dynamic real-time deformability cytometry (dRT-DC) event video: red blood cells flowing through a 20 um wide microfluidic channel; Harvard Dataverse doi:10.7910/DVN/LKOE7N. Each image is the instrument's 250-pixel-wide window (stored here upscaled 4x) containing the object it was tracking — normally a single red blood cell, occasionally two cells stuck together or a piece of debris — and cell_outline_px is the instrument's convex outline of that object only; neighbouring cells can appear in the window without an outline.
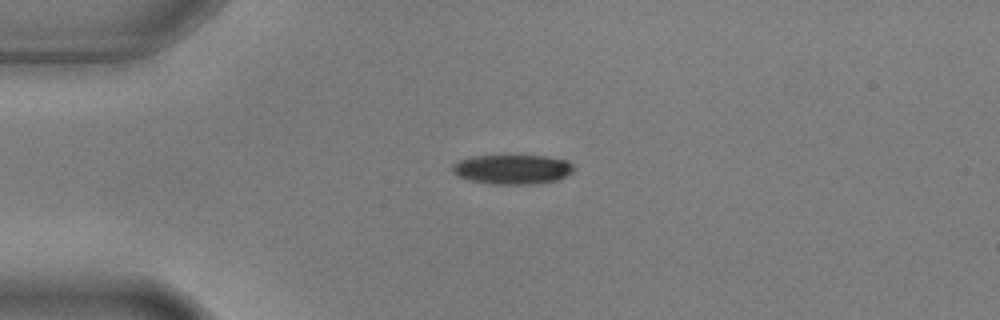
{"species": "common noctule bat (a hibernating species)", "species_latin": "Nyctalus noctula", "temperature_condition": "warm", "stored_images_in_passage": 3, "camera_frame_rate_fps": 3000, "um_per_image_px": 0.085, "animal": {"sex": "male", "body_mass_g": 17.9, "forearm_length_mm": 54.2}, "frame": {"image": 1, "passage_image": 1, "time_ms": 0.0, "image_size_px": [1000, 320], "cell_outline_px": [[576, 168], [572, 172], [560, 180], [540, 184], [496, 184], [468, 180], [456, 176], [452, 172], [452, 164], [460, 160], [472, 156], [544, 156], [568, 160]], "centroid_in_image_um": [43.58, 14.4], "position_along_channel_um": 41.4, "area_um2": 21.15}}
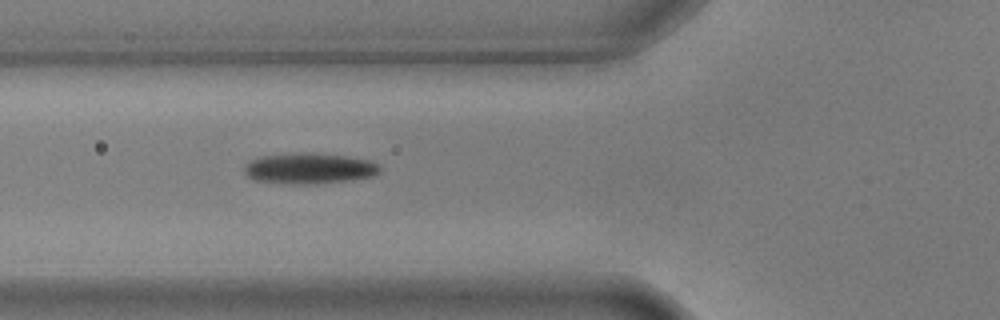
{"frame": {"image": 2, "passage_image": 3, "time_ms": 0.667, "image_size_px": [1000, 320], "cell_outline_px": [[380, 172], [372, 176], [348, 180], [316, 184], [292, 184], [252, 180], [244, 172], [244, 168], [252, 160], [260, 156], [300, 152], [308, 152], [348, 156], [368, 160], [380, 164]], "centroid_in_image_um": [26.29, 14.31], "position_along_channel_um": 99.5, "area_um2": 24.39}}